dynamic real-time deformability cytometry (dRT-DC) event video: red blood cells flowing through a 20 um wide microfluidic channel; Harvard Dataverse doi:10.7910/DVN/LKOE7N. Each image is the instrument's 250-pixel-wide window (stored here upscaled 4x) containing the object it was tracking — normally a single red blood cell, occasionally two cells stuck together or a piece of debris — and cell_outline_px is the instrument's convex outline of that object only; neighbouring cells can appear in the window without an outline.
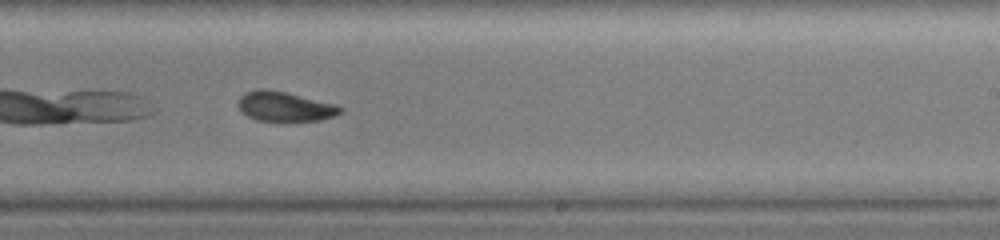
{"species": "common noctule bat (a hibernating species)", "species_latin": "Nyctalus noctula", "temperature_condition": "warm", "stored_images_in_passage": 13, "camera_frame_rate_fps": 3000, "um_per_image_px": 0.085, "animal": {"sex": "female", "body_mass_g": 19.0, "forearm_length_mm": 51.5}, "frame": {"image": 1, "passage_image": 10, "time_ms": 4.333, "image_size_px": [1000, 240], "cell_outline_px": [[344, 112], [320, 120], [284, 124], [256, 120], [248, 116], [240, 108], [240, 96], [256, 88], [268, 88], [336, 104], [344, 108]], "centroid_in_image_um": [24.26, 9.1], "position_along_channel_um": 264.7, "area_um2": 18.26}}